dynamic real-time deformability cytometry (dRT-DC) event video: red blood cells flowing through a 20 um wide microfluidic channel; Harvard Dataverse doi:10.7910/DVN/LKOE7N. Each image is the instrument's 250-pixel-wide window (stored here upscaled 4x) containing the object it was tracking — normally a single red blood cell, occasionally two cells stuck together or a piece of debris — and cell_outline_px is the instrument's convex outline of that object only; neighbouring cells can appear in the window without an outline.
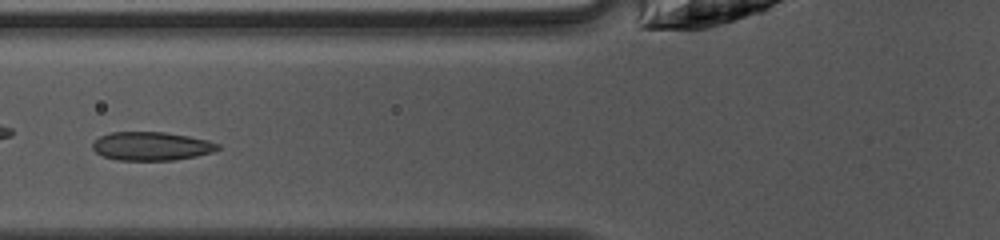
{"species": "common noctule bat (a hibernating species)", "species_latin": "Nyctalus noctula", "temperature_condition": "warm", "stored_images_in_passage": 32, "camera_frame_rate_fps": 3000, "um_per_image_px": 0.085, "animal": {"sex": "female", "body_mass_g": 10.0, "forearm_length_mm": 53.1}, "frame": {"image": 1, "passage_image": 5, "time_ms": 1.333, "image_size_px": [1000, 240], "cell_outline_px": [[220, 148], [212, 152], [196, 156], [172, 160], [116, 160], [104, 156], [96, 152], [92, 148], [92, 144], [100, 136], [112, 132], [164, 132], [188, 136], [208, 140], [220, 144]], "centroid_in_image_um": [12.88, 12.42], "position_along_channel_um": 112.9, "area_um2": 20.75}}
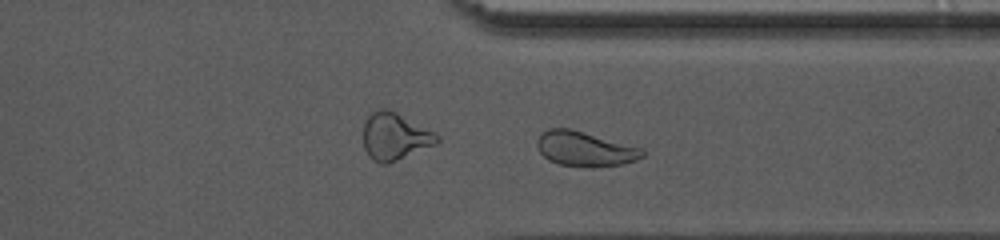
{"frame": {"image": 2, "passage_image": 23, "time_ms": 7.333, "image_size_px": [1000, 240], "cell_outline_px": [[644, 156], [636, 160], [620, 164], [588, 168], [560, 164], [548, 160], [540, 152], [536, 144], [536, 140], [548, 128], [568, 128], [644, 148]], "centroid_in_image_um": [49.72, 12.66], "position_along_channel_um": 361.7, "area_um2": 21.27}, "authors_computed_cell_mechanics": {"area_um2": 20.9236, "velocity_mm_per_s": 4.1482, "shape_relaxation_time_tau1_ms": 4.2132, "shape_relaxation_time_tau2_ms": 1.6186, "deformation_change_tau1": 0.1322, "deformation_change_tau2": 0.0562}}